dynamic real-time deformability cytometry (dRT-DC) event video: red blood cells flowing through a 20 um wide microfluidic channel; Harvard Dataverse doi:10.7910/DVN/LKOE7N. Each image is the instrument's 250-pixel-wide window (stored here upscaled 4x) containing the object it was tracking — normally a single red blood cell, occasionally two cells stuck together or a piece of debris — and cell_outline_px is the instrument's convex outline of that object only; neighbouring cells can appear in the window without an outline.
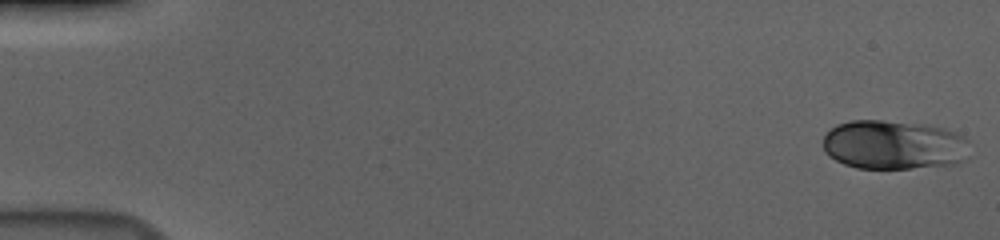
{"species": "human", "species_latin": "Homo sapiens", "temperature_condition": "cold", "stored_images_in_passage": 55, "camera_frame_rate_fps": 3000, "um_per_image_px": 0.085, "donor": {"sex": "male"}, "frame": {"image": 1, "passage_image": 1, "time_ms": 0.0, "image_size_px": [1000, 240], "cell_outline_px": [[968, 140], [964, 160], [956, 164], [912, 168], [856, 168], [844, 164], [828, 156], [824, 152], [824, 136], [836, 124], [852, 120], [880, 120], [920, 124], [944, 128], [956, 132], [964, 136]], "centroid_in_image_um": [75.95, 12.31], "position_along_channel_um": 9.1, "area_um2": 42.02}}
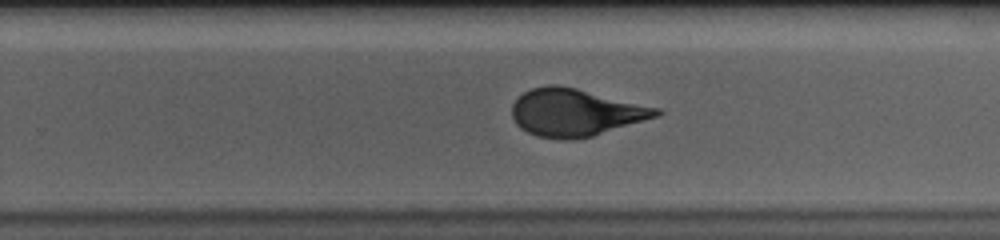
{"frame": {"image": 2, "passage_image": 36, "time_ms": 11.667, "image_size_px": [1000, 240], "cell_outline_px": [[664, 112], [660, 116], [592, 136], [572, 140], [564, 140], [536, 136], [520, 128], [516, 124], [512, 116], [512, 104], [524, 92], [532, 88], [548, 84], [552, 84], [576, 88], [660, 108]], "centroid_in_image_um": [48.92, 9.57], "position_along_channel_um": 280.9, "area_um2": 39.88}}
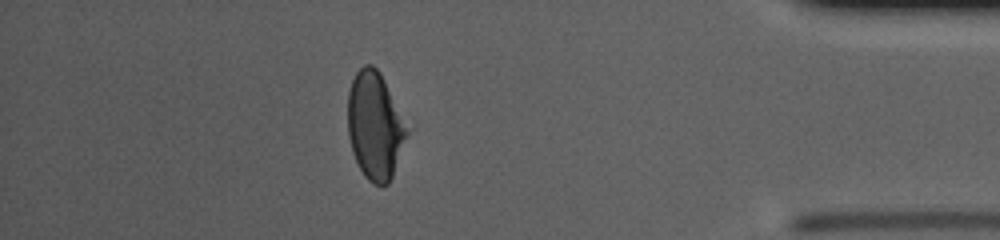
{"frame": {"image": 3, "passage_image": 49, "time_ms": 16.0, "image_size_px": [1000, 240], "cell_outline_px": [[408, 132], [392, 176], [388, 184], [372, 184], [364, 176], [352, 152], [348, 136], [348, 92], [352, 80], [356, 72], [364, 64], [372, 64], [380, 72]], "centroid_in_image_um": [31.82, 10.69], "position_along_channel_um": 403.4, "area_um2": 36.18}, "authors_computed_cell_mechanics": {"area_um2": 39.4774, "velocity_mm_per_s": 3.6871, "shape_relaxation_time_tau1_ms": 4.8239, "shape_relaxation_time_tau2_ms": null, "deformation_change_tau1": 0.1641, "deformation_change_tau2": null}}